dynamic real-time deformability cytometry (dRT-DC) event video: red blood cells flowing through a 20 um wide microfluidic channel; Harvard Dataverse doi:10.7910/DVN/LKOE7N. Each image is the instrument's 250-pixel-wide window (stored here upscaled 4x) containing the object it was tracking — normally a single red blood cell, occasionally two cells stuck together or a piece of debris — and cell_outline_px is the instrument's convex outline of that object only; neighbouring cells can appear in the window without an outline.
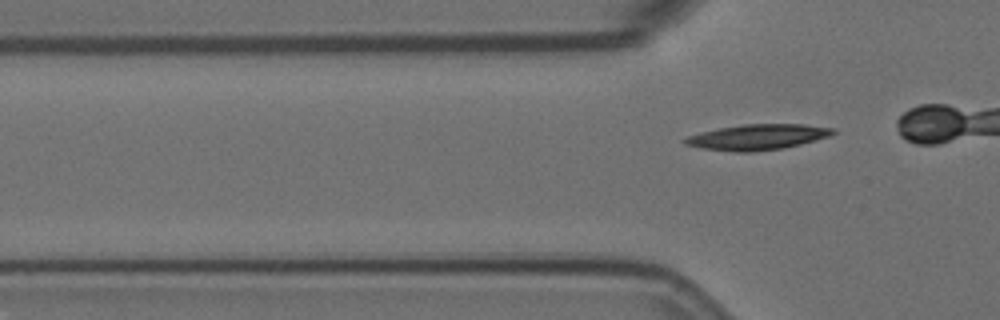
{"species": "Egyptian fruit bat (a non-hibernating species)", "species_latin": "Rousettus aegyptiacus", "temperature_condition": "room temperature", "stored_images_in_passage": 6, "camera_frame_rate_fps": 3000, "um_per_image_px": 0.085, "animal": {"sex": "female"}, "frame": {"image": 1, "passage_image": 6, "time_ms": 1.667, "image_size_px": [1000, 320], "cell_outline_px": [[836, 132], [828, 136], [800, 144], [780, 148], [752, 152], [736, 152], [700, 148], [684, 144], [680, 140], [688, 136], [700, 132], [716, 128], [744, 124], [804, 124], [836, 128]], "centroid_in_image_um": [64.33, 11.64], "position_along_channel_um": 61.5, "area_um2": 22.08}}